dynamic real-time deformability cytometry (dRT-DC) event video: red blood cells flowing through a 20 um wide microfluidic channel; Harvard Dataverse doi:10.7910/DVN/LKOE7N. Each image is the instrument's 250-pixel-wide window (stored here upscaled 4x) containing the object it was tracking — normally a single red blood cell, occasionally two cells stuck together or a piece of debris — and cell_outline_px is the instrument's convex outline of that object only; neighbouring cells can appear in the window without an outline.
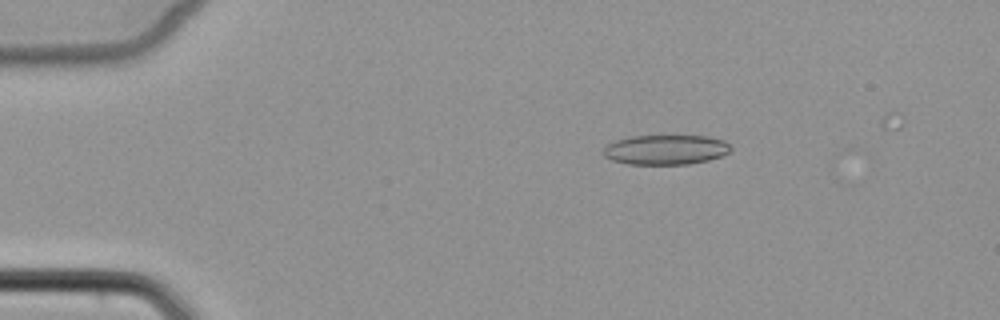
{"species": "common noctule bat (a hibernating species)", "species_latin": "Nyctalus noctula", "temperature_condition": "cold", "stored_images_in_passage": 3, "camera_frame_rate_fps": 3000, "um_per_image_px": 0.085, "animal": {"sex": "female", "body_mass_g": 22.7, "forearm_length_mm": 54.2}, "frame": {"image": 1, "passage_image": 2, "time_ms": 1.333, "image_size_px": [1000, 320], "cell_outline_px": [[732, 148], [728, 152], [720, 156], [708, 160], [688, 164], [628, 164], [612, 160], [604, 156], [604, 148], [608, 144], [616, 140], [632, 136], [708, 136], [724, 140]], "centroid_in_image_um": [56.59, 12.72], "position_along_channel_um": 28.4, "area_um2": 21.96}}